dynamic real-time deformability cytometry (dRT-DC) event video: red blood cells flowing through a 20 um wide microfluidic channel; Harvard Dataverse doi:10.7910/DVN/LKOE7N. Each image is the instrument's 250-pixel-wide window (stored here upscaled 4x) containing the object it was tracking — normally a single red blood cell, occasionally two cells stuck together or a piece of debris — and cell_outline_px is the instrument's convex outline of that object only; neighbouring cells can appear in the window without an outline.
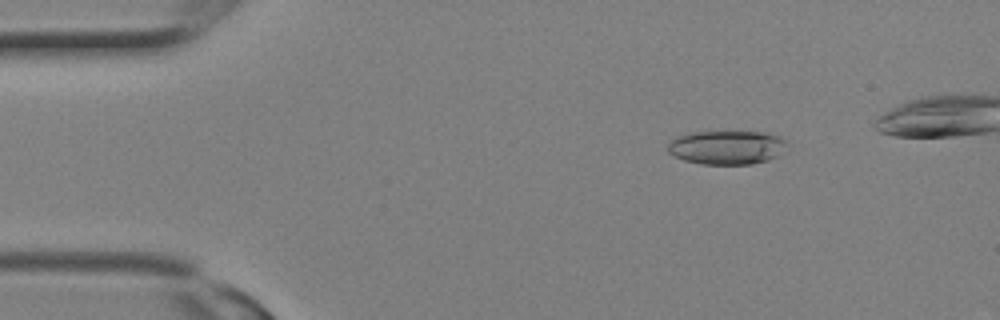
{"species": "Egyptian fruit bat (a non-hibernating species)", "species_latin": "Rousettus aegyptiacus", "temperature_condition": "room temperature", "stored_images_in_passage": 3, "camera_frame_rate_fps": 3000, "um_per_image_px": 0.085, "animal": {"sex": "female"}, "frame": {"image": 1, "passage_image": 1, "time_ms": 0.0, "image_size_px": [1000, 320], "cell_outline_px": [[788, 144], [784, 152], [768, 160], [752, 164], [700, 164], [684, 160], [668, 152], [668, 144], [676, 136], [688, 132], [764, 132], [780, 136], [788, 140]], "centroid_in_image_um": [61.82, 12.52], "position_along_channel_um": 23.2, "area_um2": 23.76}}